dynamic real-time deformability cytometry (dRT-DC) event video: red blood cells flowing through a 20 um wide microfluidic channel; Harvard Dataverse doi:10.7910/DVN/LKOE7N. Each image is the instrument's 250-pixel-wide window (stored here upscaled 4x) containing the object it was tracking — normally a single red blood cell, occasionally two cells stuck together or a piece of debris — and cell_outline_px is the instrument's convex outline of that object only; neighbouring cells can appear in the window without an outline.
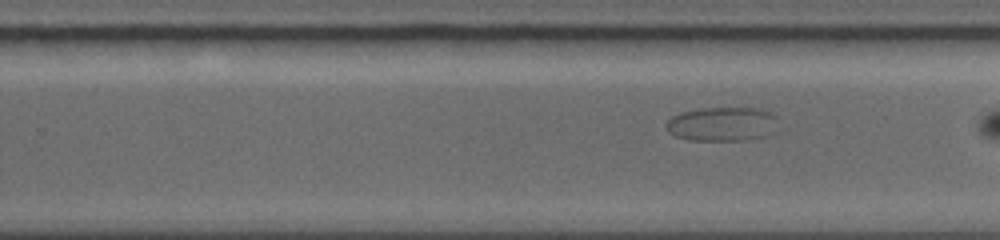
{"species": "common noctule bat (a hibernating species)", "species_latin": "Nyctalus noctula", "temperature_condition": "warm", "stored_images_in_passage": 20, "camera_frame_rate_fps": 5000, "um_per_image_px": 0.085, "animal": {"sex": "female", "body_mass_g": 19.0, "forearm_length_mm": 56.7}, "frame": {"image": 1, "passage_image": 17, "time_ms": 5.4, "image_size_px": [1000, 240], "cell_outline_px": [[784, 128], [780, 132], [768, 136], [748, 140], [688, 140], [676, 136], [668, 132], [664, 128], [664, 124], [672, 116], [680, 112], [700, 108], [760, 108], [772, 112], [776, 116]], "centroid_in_image_um": [61.52, 10.55], "position_along_channel_um": 268.3, "area_um2": 23.35}}